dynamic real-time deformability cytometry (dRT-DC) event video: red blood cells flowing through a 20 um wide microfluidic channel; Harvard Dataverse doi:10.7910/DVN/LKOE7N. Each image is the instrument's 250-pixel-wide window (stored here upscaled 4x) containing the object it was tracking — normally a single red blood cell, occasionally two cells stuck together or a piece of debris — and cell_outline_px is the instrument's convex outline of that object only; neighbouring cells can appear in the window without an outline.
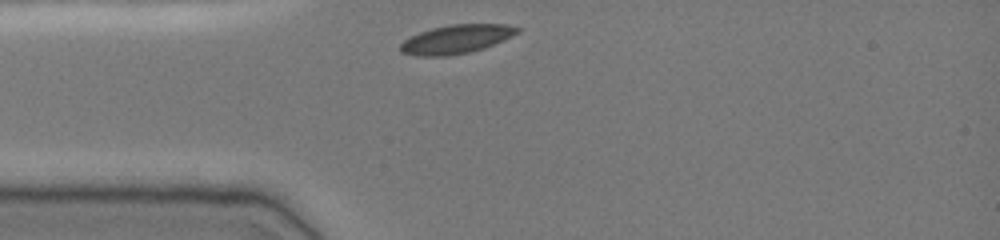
{"species": "common noctule bat (a hibernating species)", "species_latin": "Nyctalus noctula", "temperature_condition": "cold", "stored_images_in_passage": 30, "camera_frame_rate_fps": 3000, "um_per_image_px": 0.085, "animal": {"sex": "female", "body_mass_g": 19.0, "forearm_length_mm": 51.5}, "frame": {"image": 1, "passage_image": 1, "time_ms": 0.0, "image_size_px": [1000, 240], "cell_outline_px": [[520, 32], [512, 36], [484, 48], [468, 52], [444, 56], [416, 56], [400, 52], [400, 44], [404, 40], [420, 32], [432, 28], [452, 24], [508, 24], [520, 28]], "centroid_in_image_um": [38.79, 3.32], "position_along_channel_um": 46.2, "area_um2": 19.48}}
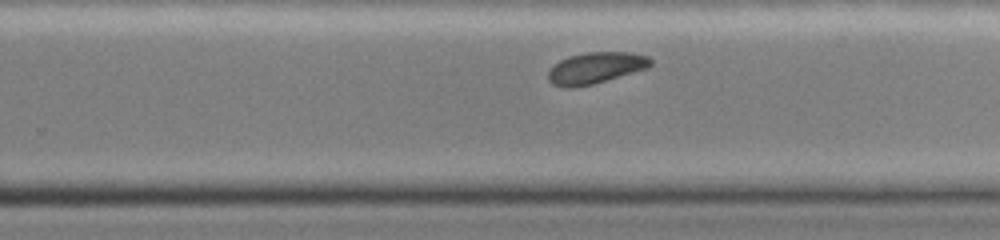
{"frame": {"image": 2, "passage_image": 20, "time_ms": 6.333, "image_size_px": [1000, 240], "cell_outline_px": [[652, 64], [648, 68], [592, 84], [572, 88], [564, 88], [552, 84], [548, 80], [548, 72], [560, 60], [568, 56], [588, 52], [628, 52], [648, 56], [652, 60]], "centroid_in_image_um": [50.62, 5.77], "position_along_channel_um": 279.2, "area_um2": 18.61}}
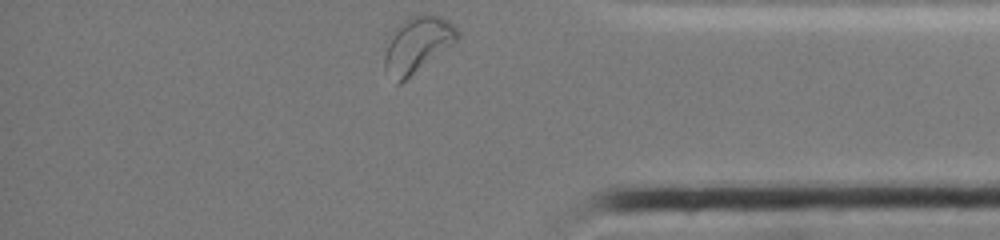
{"frame": {"image": 3, "passage_image": 30, "time_ms": 9.667, "image_size_px": [1000, 240], "cell_outline_px": [[460, 36], [452, 44], [400, 84], [396, 84], [384, 68], [384, 56], [388, 44], [396, 28], [408, 16], [440, 16], [452, 24], [460, 32]], "centroid_in_image_um": [35.47, 3.82], "position_along_channel_um": 399.7, "area_um2": 22.89}, "authors_computed_cell_mechanics": {"area_um2": 19.2763, "velocity_mm_per_s": 3.8278, "shape_relaxation_time_tau1_ms": 2.252, "shape_relaxation_time_tau2_ms": null, "deformation_change_tau1": 0.0613, "deformation_change_tau2": null}}